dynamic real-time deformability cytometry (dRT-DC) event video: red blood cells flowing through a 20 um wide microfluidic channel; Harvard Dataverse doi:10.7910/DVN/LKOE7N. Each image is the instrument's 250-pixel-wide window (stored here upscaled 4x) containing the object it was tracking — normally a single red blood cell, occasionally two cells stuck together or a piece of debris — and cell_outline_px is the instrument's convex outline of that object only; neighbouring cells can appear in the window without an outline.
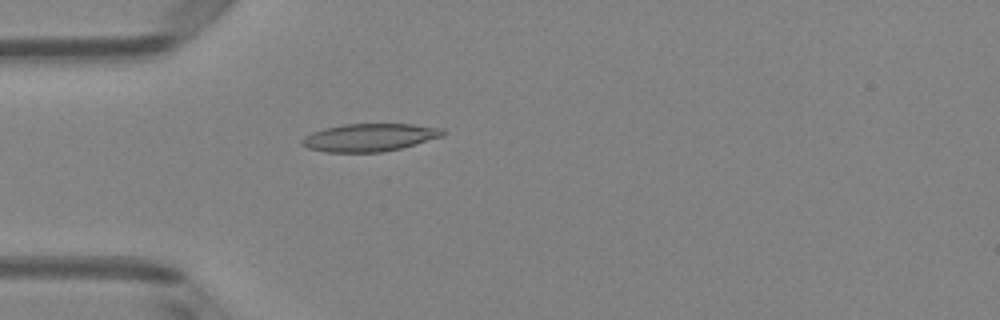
{"species": "Egyptian fruit bat (a non-hibernating species)", "species_latin": "Rousettus aegyptiacus", "temperature_condition": "room temperature", "stored_images_in_passage": 5, "camera_frame_rate_fps": 3000, "um_per_image_px": 0.085, "animal": {"sex": "female"}, "frame": {"image": 1, "passage_image": 5, "time_ms": 1.333, "image_size_px": [1000, 320], "cell_outline_px": [[444, 136], [400, 148], [380, 152], [328, 152], [308, 148], [300, 144], [300, 140], [304, 136], [312, 132], [324, 128], [344, 124], [412, 124], [444, 128]], "centroid_in_image_um": [31.39, 11.68], "position_along_channel_um": 53.6, "area_um2": 22.77}}